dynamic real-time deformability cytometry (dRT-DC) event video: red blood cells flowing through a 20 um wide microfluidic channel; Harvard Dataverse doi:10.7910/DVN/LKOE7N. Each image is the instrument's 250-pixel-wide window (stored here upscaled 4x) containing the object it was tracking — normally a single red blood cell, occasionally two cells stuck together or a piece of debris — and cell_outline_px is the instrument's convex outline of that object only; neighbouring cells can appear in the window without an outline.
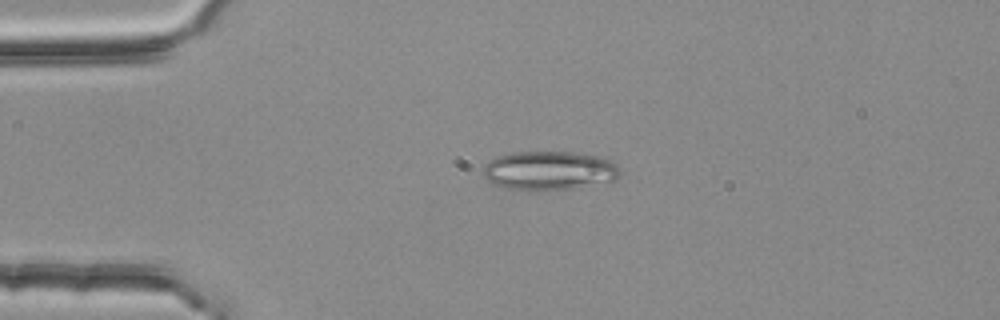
{"species": "common noctule bat (a hibernating species)", "species_latin": "Nyctalus noctula", "temperature_condition": "room temperature", "stored_images_in_passage": 2, "camera_frame_rate_fps": 3000, "um_per_image_px": 0.085, "animal": {"sex": "female", "body_mass_g": 25.1}, "frame": {"image": 1, "passage_image": 2, "time_ms": 0.333, "image_size_px": [1000, 320], "cell_outline_px": [[620, 176], [616, 180], [572, 188], [540, 192], [504, 188], [492, 184], [484, 180], [484, 164], [488, 160], [496, 156], [512, 152], [572, 152], [600, 156], [612, 160], [620, 168]], "centroid_in_image_um": [46.65, 14.51], "position_along_channel_um": 38.3, "area_um2": 31.79}}